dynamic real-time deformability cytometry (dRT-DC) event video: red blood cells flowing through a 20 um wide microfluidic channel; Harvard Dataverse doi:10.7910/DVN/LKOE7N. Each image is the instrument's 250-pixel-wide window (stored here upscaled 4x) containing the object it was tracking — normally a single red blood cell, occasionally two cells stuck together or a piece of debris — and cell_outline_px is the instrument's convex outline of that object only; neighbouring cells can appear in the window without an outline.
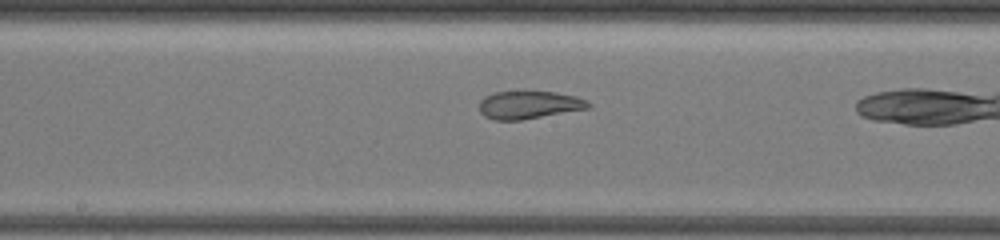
{"species": "common noctule bat (a hibernating species)", "species_latin": "Nyctalus noctula", "temperature_condition": "warm", "stored_images_in_passage": 16, "camera_frame_rate_fps": 3000, "um_per_image_px": 0.085, "animal": {"sex": "female", "body_mass_g": 19.5, "forearm_length_mm": 54.1}, "frame": {"image": 1, "passage_image": 14, "time_ms": 9.0, "image_size_px": [1000, 240], "cell_outline_px": [[592, 108], [520, 120], [496, 120], [484, 116], [480, 112], [480, 100], [484, 96], [496, 92], [556, 92], [576, 96], [588, 100], [592, 104]], "centroid_in_image_um": [45.01, 8.92], "position_along_channel_um": 203.2, "area_um2": 17.74}}